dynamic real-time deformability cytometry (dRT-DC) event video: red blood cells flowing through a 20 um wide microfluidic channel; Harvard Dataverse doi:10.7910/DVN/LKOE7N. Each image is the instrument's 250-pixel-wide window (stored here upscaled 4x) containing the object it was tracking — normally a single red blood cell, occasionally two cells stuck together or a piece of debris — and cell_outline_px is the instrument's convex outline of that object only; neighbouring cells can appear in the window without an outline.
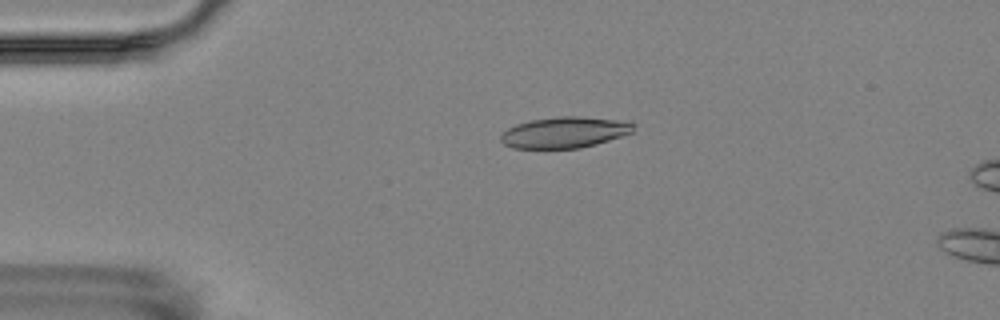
{"species": "Egyptian fruit bat (a non-hibernating species)", "species_latin": "Rousettus aegyptiacus", "temperature_condition": "room temperature", "stored_images_in_passage": 3, "camera_frame_rate_fps": 3000, "um_per_image_px": 0.085, "animal": {"sex": "female"}, "frame": {"image": 1, "passage_image": 2, "time_ms": 1.0, "image_size_px": [1000, 320], "cell_outline_px": [[636, 124], [632, 132], [596, 144], [580, 148], [512, 148], [504, 144], [500, 140], [500, 136], [508, 128], [516, 124], [532, 120], [556, 116], [580, 116], [616, 120]], "centroid_in_image_um": [47.96, 11.25], "position_along_channel_um": 37.0, "area_um2": 23.81}}